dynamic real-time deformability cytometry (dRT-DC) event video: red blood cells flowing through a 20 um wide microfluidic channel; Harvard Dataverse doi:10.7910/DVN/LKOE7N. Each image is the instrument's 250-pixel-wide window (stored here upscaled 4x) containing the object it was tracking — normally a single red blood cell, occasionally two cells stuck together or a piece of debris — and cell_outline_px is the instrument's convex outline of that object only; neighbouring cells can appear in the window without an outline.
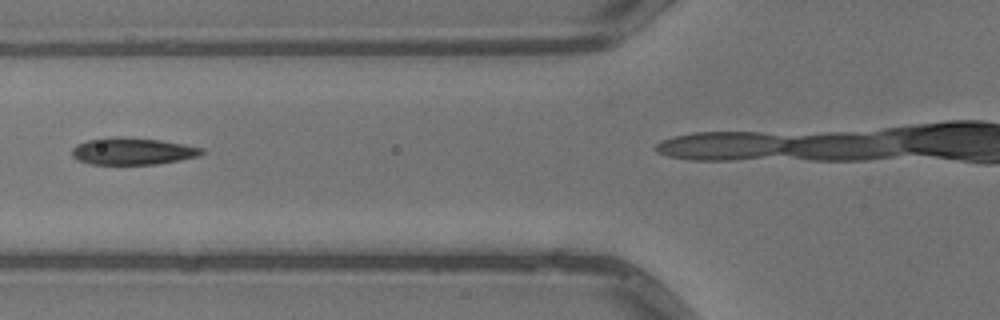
{"species": "common noctule bat (a hibernating species)", "species_latin": "Nyctalus noctula", "temperature_condition": "warm", "stored_images_in_passage": 4, "camera_frame_rate_fps": 3000, "um_per_image_px": 0.085, "animal": {"sex": "male", "body_mass_g": 13.3}, "frame": {"image": 1, "passage_image": 3, "time_ms": 0.667, "image_size_px": [1000, 320], "cell_outline_px": [[204, 152], [200, 156], [180, 160], [156, 164], [92, 164], [76, 160], [72, 156], [72, 148], [76, 144], [88, 140], [116, 136], [120, 136], [160, 140], [184, 144], [204, 148]], "centroid_in_image_um": [11.27, 12.85], "position_along_channel_um": 114.5, "area_um2": 20.52}}